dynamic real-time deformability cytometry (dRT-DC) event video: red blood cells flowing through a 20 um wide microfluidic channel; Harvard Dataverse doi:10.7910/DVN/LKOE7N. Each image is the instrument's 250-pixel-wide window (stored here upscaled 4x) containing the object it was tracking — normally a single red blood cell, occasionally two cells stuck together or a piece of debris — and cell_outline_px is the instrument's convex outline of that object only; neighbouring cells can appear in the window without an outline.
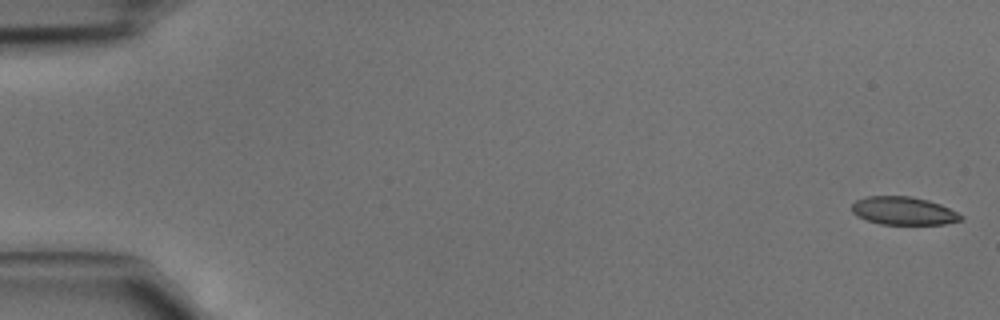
{"species": "common noctule bat (a hibernating species)", "species_latin": "Nyctalus noctula", "temperature_condition": "cold", "stored_images_in_passage": 43, "camera_frame_rate_fps": 3000, "um_per_image_px": 0.085, "animal": {"sex": "male", "body_mass_g": 15.6}, "frame": {"image": 1, "passage_image": 1, "time_ms": 0.0, "image_size_px": [1000, 320], "cell_outline_px": [[964, 216], [960, 220], [944, 224], [880, 224], [856, 216], [852, 212], [852, 204], [856, 200], [868, 196], [912, 196], [928, 200], [940, 204]], "centroid_in_image_um": [76.78, 17.91], "position_along_channel_um": 8.2, "area_um2": 17.74}}
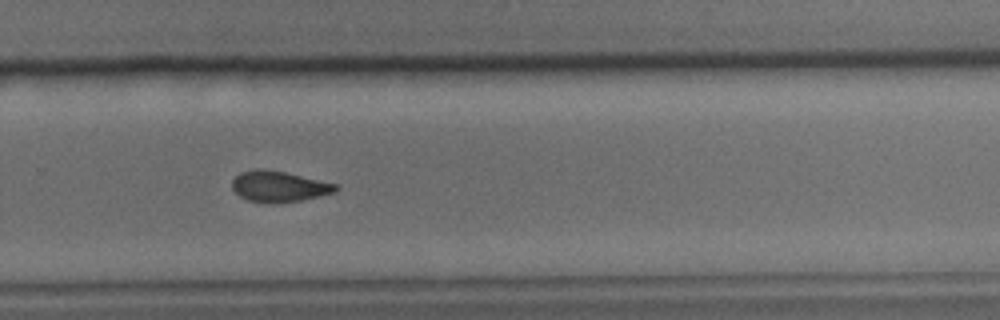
{"frame": {"image": 2, "passage_image": 31, "time_ms": 10.0, "image_size_px": [1000, 320], "cell_outline_px": [[340, 188], [336, 192], [320, 196], [300, 200], [248, 200], [240, 196], [232, 188], [232, 180], [240, 172], [256, 168], [264, 168], [284, 172], [340, 184]], "centroid_in_image_um": [23.76, 15.79], "position_along_channel_um": 306.0, "area_um2": 18.09}}
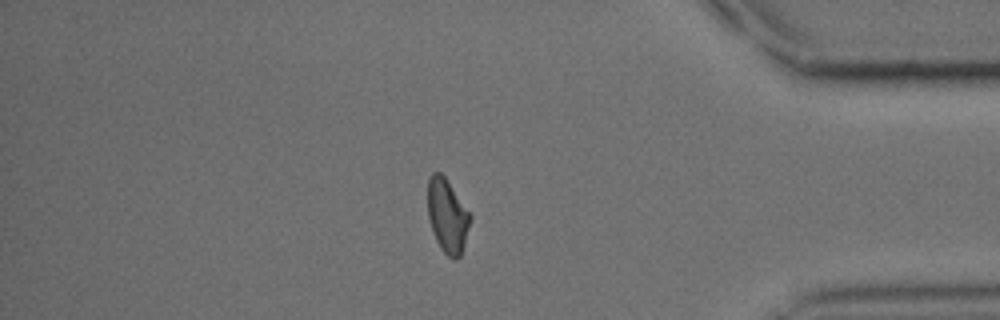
{"frame": {"image": 3, "passage_image": 39, "time_ms": 12.667, "image_size_px": [1000, 320], "cell_outline_px": [[472, 220], [460, 256], [456, 260], [452, 260], [440, 248], [432, 232], [428, 220], [428, 180], [432, 172], [440, 172], [444, 176], [472, 216]], "centroid_in_image_um": [38.02, 18.37], "position_along_channel_um": 397.2, "area_um2": 18.32}}